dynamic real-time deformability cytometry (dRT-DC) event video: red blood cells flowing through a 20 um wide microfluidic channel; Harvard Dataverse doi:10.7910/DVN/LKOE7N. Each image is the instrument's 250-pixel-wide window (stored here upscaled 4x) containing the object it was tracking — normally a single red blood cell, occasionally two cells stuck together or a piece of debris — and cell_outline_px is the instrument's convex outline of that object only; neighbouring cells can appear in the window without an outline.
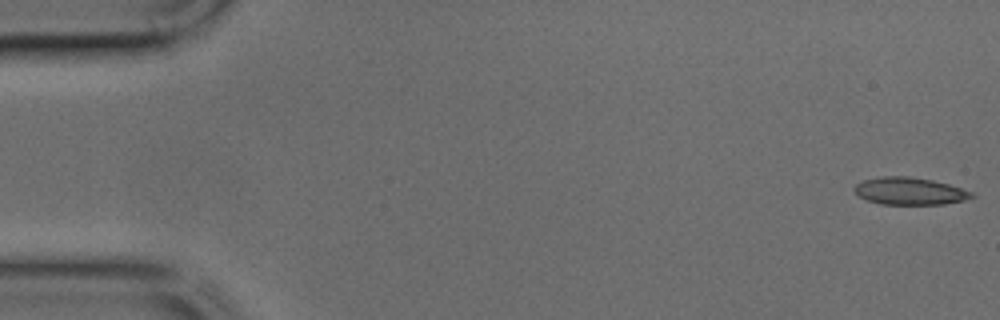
{"species": "common noctule bat (a hibernating species)", "species_latin": "Nyctalus noctula", "temperature_condition": "cold", "stored_images_in_passage": 12, "camera_frame_rate_fps": 3000, "um_per_image_px": 0.085, "animal": {"sex": "male", "body_mass_g": 17.9, "forearm_length_mm": 54.2}, "frame": {"image": 1, "passage_image": 1, "time_ms": 0.0, "image_size_px": [1000, 320], "cell_outline_px": [[976, 196], [964, 200], [944, 204], [880, 204], [868, 200], [860, 196], [852, 188], [856, 184], [864, 180], [880, 176], [908, 176], [932, 180], [948, 184], [976, 192]], "centroid_in_image_um": [77.36, 16.24], "position_along_channel_um": 7.6, "area_um2": 18.73}}
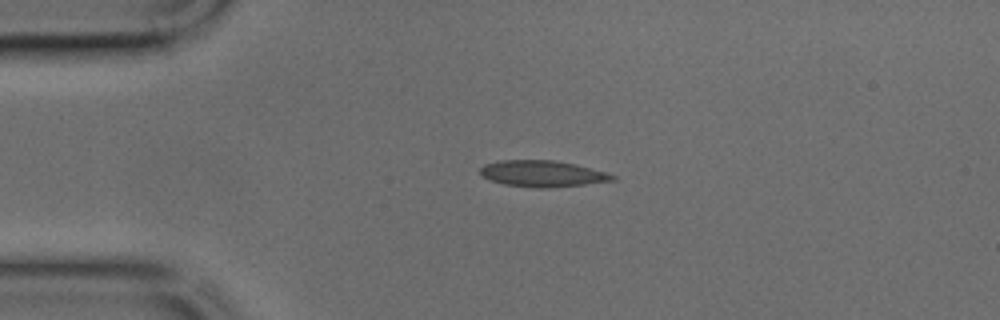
{"frame": {"image": 2, "passage_image": 10, "time_ms": 3.0, "image_size_px": [1000, 320], "cell_outline_px": [[616, 180], [584, 184], [544, 188], [540, 188], [504, 184], [488, 180], [480, 176], [480, 168], [484, 164], [500, 160], [556, 160], [576, 164], [604, 172], [616, 176]], "centroid_in_image_um": [46.05, 14.75], "position_along_channel_um": 38.9, "area_um2": 20.23}}